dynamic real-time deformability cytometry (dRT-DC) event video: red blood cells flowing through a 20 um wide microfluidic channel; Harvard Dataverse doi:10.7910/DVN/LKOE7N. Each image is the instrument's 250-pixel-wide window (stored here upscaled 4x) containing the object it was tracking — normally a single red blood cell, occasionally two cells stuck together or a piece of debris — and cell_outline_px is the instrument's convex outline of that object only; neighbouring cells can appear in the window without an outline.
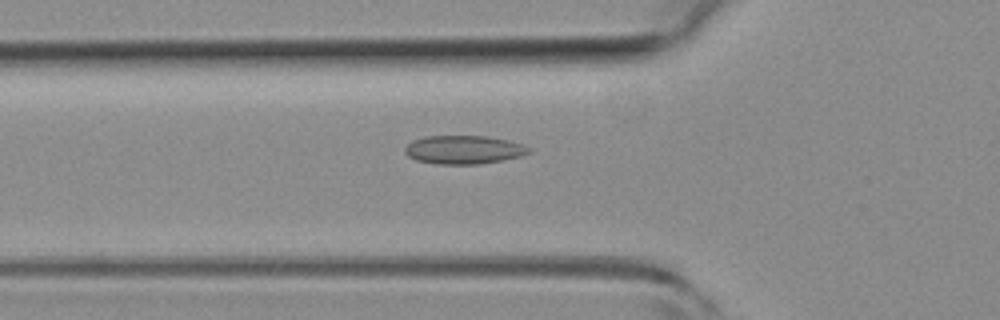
{"species": "common noctule bat (a hibernating species)", "species_latin": "Nyctalus noctula", "temperature_condition": "room temperature", "stored_images_in_passage": 49, "camera_frame_rate_fps": 3000, "um_per_image_px": 0.085, "animal": {"sex": "female", "body_mass_g": 19.3, "forearm_length_mm": 54.1}, "frame": {"image": 1, "passage_image": 14, "time_ms": 4.333, "image_size_px": [1000, 320], "cell_outline_px": [[532, 152], [520, 156], [480, 164], [436, 164], [416, 160], [408, 156], [404, 152], [404, 148], [412, 140], [424, 136], [488, 136], [508, 140], [524, 144], [532, 148]], "centroid_in_image_um": [39.43, 12.72], "position_along_channel_um": 86.4, "area_um2": 20.75}}
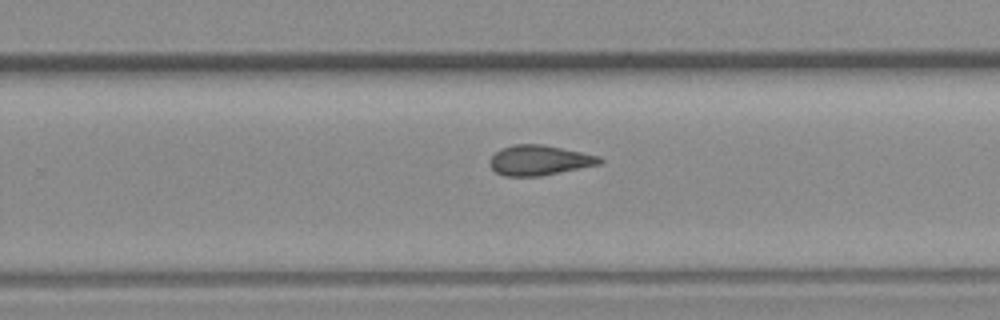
{"frame": {"image": 2, "passage_image": 29, "time_ms": 9.333, "image_size_px": [1000, 320], "cell_outline_px": [[604, 160], [600, 164], [540, 176], [504, 176], [496, 172], [492, 168], [492, 156], [500, 148], [512, 144], [544, 144], [600, 156]], "centroid_in_image_um": [45.87, 13.61], "position_along_channel_um": 283.9, "area_um2": 19.13}}
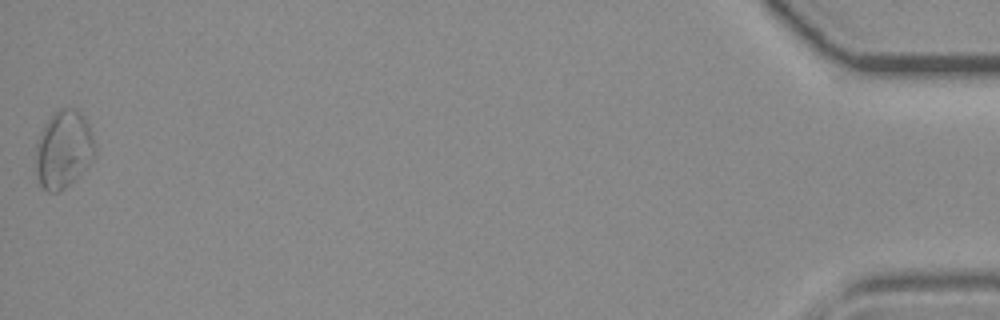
{"frame": {"image": 3, "passage_image": 48, "time_ms": 15.667, "image_size_px": [1000, 320], "cell_outline_px": [[96, 156], [64, 188], [56, 192], [48, 192], [40, 184], [36, 176], [36, 140], [44, 124], [52, 112], [60, 108], [76, 108], [84, 116], [92, 132], [96, 148]], "centroid_in_image_um": [5.39, 12.64], "position_along_channel_um": 429.8, "area_um2": 26.93}, "authors_computed_cell_mechanics": {"area_um2": 20.7502, "velocity_mm_per_s": 3.9495, "shape_relaxation_time_tau1_ms": null, "shape_relaxation_time_tau2_ms": 4.5426, "deformation_change_tau1": null, "deformation_change_tau2": 0.1149}}